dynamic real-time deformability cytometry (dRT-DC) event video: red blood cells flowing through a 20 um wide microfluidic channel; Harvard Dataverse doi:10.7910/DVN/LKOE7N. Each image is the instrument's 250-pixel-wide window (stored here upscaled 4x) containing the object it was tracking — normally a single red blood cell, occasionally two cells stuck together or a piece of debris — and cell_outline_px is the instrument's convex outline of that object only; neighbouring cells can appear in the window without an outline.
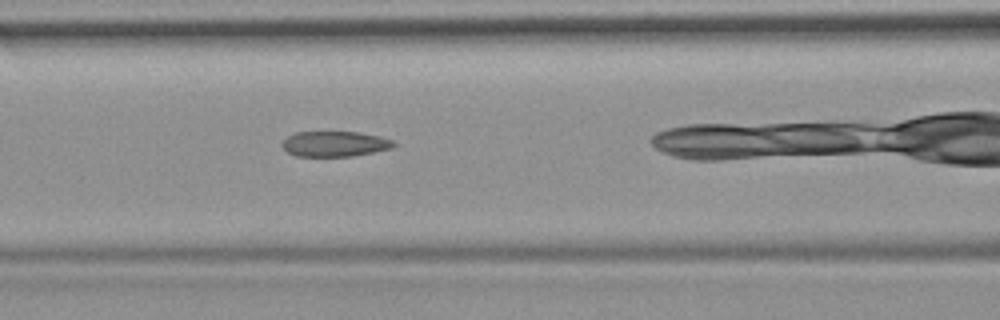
{"species": "common noctule bat (a hibernating species)", "species_latin": "Nyctalus noctula", "temperature_condition": "room temperature", "stored_images_in_passage": 38, "camera_frame_rate_fps": 3000, "um_per_image_px": 0.085, "animal": {"sex": "female", "body_mass_g": 19.9}, "frame": {"image": 1, "passage_image": 17, "time_ms": 5.333, "image_size_px": [1000, 320], "cell_outline_px": [[396, 144], [392, 148], [352, 156], [296, 156], [288, 152], [280, 144], [288, 136], [296, 132], [360, 132], [380, 136], [392, 140]], "centroid_in_image_um": [28.45, 12.22], "position_along_channel_um": 138.1, "area_um2": 16.42}}